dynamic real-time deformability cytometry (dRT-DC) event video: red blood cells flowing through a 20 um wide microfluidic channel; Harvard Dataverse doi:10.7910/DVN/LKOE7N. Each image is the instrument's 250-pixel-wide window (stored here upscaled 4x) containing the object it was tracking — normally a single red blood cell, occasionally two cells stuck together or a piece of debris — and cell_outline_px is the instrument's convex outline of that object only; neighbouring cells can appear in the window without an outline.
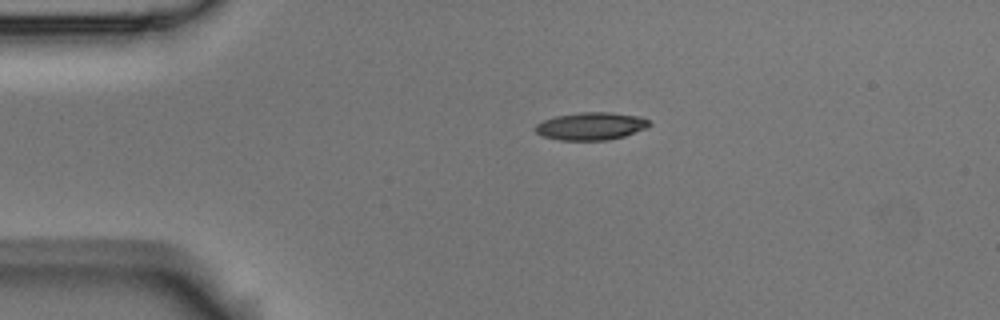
{"species": "Egyptian fruit bat (a non-hibernating species)", "species_latin": "Rousettus aegyptiacus", "temperature_condition": "room temperature", "stored_images_in_passage": 2, "camera_frame_rate_fps": 3000, "um_per_image_px": 0.085, "animal": {"sex": "male"}, "frame": {"image": 1, "passage_image": 1, "time_ms": 0.0, "image_size_px": [1000, 320], "cell_outline_px": [[652, 124], [648, 128], [624, 136], [608, 140], [560, 140], [544, 136], [536, 132], [532, 128], [536, 124], [544, 120], [556, 116], [580, 112], [612, 112], [640, 116], [648, 120]], "centroid_in_image_um": [50.26, 10.71], "position_along_channel_um": 34.7, "area_um2": 18.5}}